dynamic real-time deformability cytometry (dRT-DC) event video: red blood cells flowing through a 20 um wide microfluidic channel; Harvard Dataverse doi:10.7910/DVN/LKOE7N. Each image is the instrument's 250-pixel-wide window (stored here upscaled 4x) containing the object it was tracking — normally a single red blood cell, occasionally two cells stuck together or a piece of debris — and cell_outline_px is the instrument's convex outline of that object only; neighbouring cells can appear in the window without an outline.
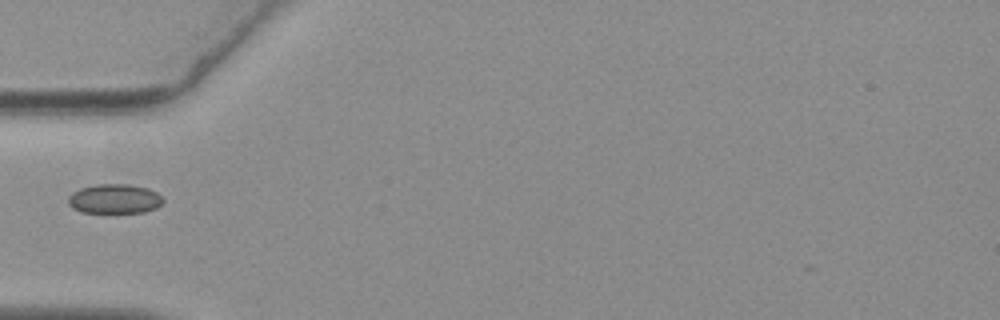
{"species": "common noctule bat (a hibernating species)", "species_latin": "Nyctalus noctula", "temperature_condition": "warm", "stored_images_in_passage": 23, "camera_frame_rate_fps": 3000, "um_per_image_px": 0.085, "animal": {"sex": "female", "body_mass_g": 19.3, "forearm_length_mm": 54.1}, "frame": {"image": 1, "passage_image": 1, "time_ms": 0.0, "image_size_px": [1000, 320], "cell_outline_px": [[164, 200], [156, 208], [144, 212], [80, 212], [72, 208], [68, 204], [68, 196], [72, 192], [80, 188], [96, 184], [128, 184], [148, 188], [156, 192]], "centroid_in_image_um": [9.7, 16.89], "position_along_channel_um": 75.3, "area_um2": 16.3}}
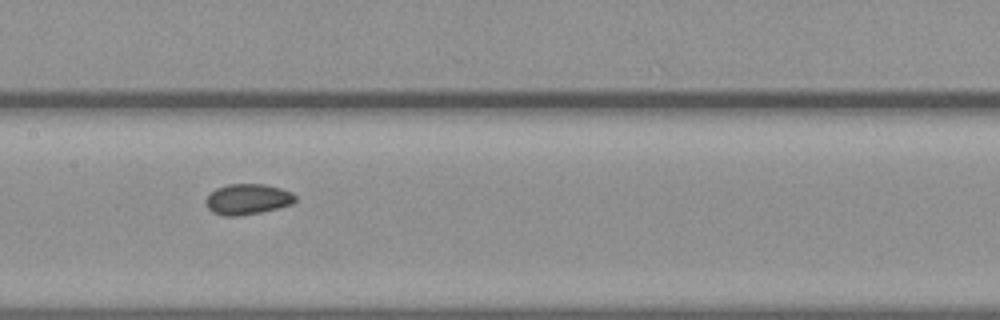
{"frame": {"image": 2, "passage_image": 10, "time_ms": 3.0, "image_size_px": [1000, 320], "cell_outline_px": [[296, 200], [292, 204], [260, 212], [232, 216], [224, 216], [212, 212], [208, 208], [208, 196], [216, 188], [228, 184], [264, 184], [280, 188], [292, 192], [296, 196]], "centroid_in_image_um": [21.08, 16.92], "position_along_channel_um": 186.3, "area_um2": 15.66}}
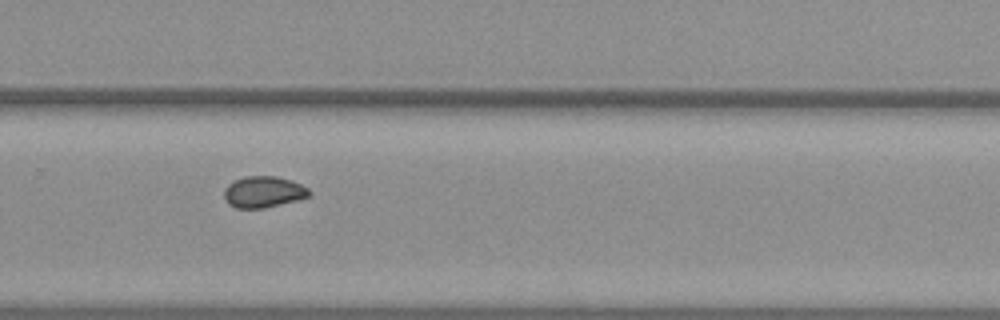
{"frame": {"image": 3, "passage_image": 20, "time_ms": 6.333, "image_size_px": [1000, 320], "cell_outline_px": [[312, 192], [308, 196], [296, 200], [264, 208], [236, 208], [228, 204], [224, 196], [224, 188], [228, 184], [244, 176], [276, 176], [292, 180], [308, 188]], "centroid_in_image_um": [22.38, 16.31], "position_along_channel_um": 307.4, "area_um2": 15.49}}